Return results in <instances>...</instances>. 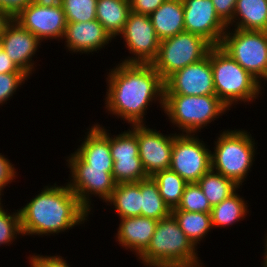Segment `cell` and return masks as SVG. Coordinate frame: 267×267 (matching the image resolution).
<instances>
[{
    "label": "cell",
    "mask_w": 267,
    "mask_h": 267,
    "mask_svg": "<svg viewBox=\"0 0 267 267\" xmlns=\"http://www.w3.org/2000/svg\"><path fill=\"white\" fill-rule=\"evenodd\" d=\"M105 108L129 125H142L153 101L164 105V80L152 64L123 63L107 75Z\"/></svg>",
    "instance_id": "1"
},
{
    "label": "cell",
    "mask_w": 267,
    "mask_h": 267,
    "mask_svg": "<svg viewBox=\"0 0 267 267\" xmlns=\"http://www.w3.org/2000/svg\"><path fill=\"white\" fill-rule=\"evenodd\" d=\"M56 185L45 186L19 209L24 236L58 234L88 221L89 212L81 205L68 183Z\"/></svg>",
    "instance_id": "2"
},
{
    "label": "cell",
    "mask_w": 267,
    "mask_h": 267,
    "mask_svg": "<svg viewBox=\"0 0 267 267\" xmlns=\"http://www.w3.org/2000/svg\"><path fill=\"white\" fill-rule=\"evenodd\" d=\"M197 249L170 214L158 221L149 245L138 260L145 267H203Z\"/></svg>",
    "instance_id": "3"
},
{
    "label": "cell",
    "mask_w": 267,
    "mask_h": 267,
    "mask_svg": "<svg viewBox=\"0 0 267 267\" xmlns=\"http://www.w3.org/2000/svg\"><path fill=\"white\" fill-rule=\"evenodd\" d=\"M214 88L217 97L228 107L238 102H253L261 94V83L220 46L210 49Z\"/></svg>",
    "instance_id": "4"
},
{
    "label": "cell",
    "mask_w": 267,
    "mask_h": 267,
    "mask_svg": "<svg viewBox=\"0 0 267 267\" xmlns=\"http://www.w3.org/2000/svg\"><path fill=\"white\" fill-rule=\"evenodd\" d=\"M163 110L182 134H195L231 109L217 95L164 94Z\"/></svg>",
    "instance_id": "5"
},
{
    "label": "cell",
    "mask_w": 267,
    "mask_h": 267,
    "mask_svg": "<svg viewBox=\"0 0 267 267\" xmlns=\"http://www.w3.org/2000/svg\"><path fill=\"white\" fill-rule=\"evenodd\" d=\"M214 141L211 169L241 186L255 161V140L246 130H225Z\"/></svg>",
    "instance_id": "6"
},
{
    "label": "cell",
    "mask_w": 267,
    "mask_h": 267,
    "mask_svg": "<svg viewBox=\"0 0 267 267\" xmlns=\"http://www.w3.org/2000/svg\"><path fill=\"white\" fill-rule=\"evenodd\" d=\"M211 47L203 37L184 31L161 40L151 64L165 81L174 72L205 58Z\"/></svg>",
    "instance_id": "7"
},
{
    "label": "cell",
    "mask_w": 267,
    "mask_h": 267,
    "mask_svg": "<svg viewBox=\"0 0 267 267\" xmlns=\"http://www.w3.org/2000/svg\"><path fill=\"white\" fill-rule=\"evenodd\" d=\"M219 46L260 83L267 81V32L227 28Z\"/></svg>",
    "instance_id": "8"
},
{
    "label": "cell",
    "mask_w": 267,
    "mask_h": 267,
    "mask_svg": "<svg viewBox=\"0 0 267 267\" xmlns=\"http://www.w3.org/2000/svg\"><path fill=\"white\" fill-rule=\"evenodd\" d=\"M66 161L71 174V180L67 183L81 205L90 213L93 208L91 195L98 196L106 203L116 186L112 172L90 168L75 152Z\"/></svg>",
    "instance_id": "9"
},
{
    "label": "cell",
    "mask_w": 267,
    "mask_h": 267,
    "mask_svg": "<svg viewBox=\"0 0 267 267\" xmlns=\"http://www.w3.org/2000/svg\"><path fill=\"white\" fill-rule=\"evenodd\" d=\"M195 134L174 138L170 170L178 173L187 183H197L211 169V150Z\"/></svg>",
    "instance_id": "10"
},
{
    "label": "cell",
    "mask_w": 267,
    "mask_h": 267,
    "mask_svg": "<svg viewBox=\"0 0 267 267\" xmlns=\"http://www.w3.org/2000/svg\"><path fill=\"white\" fill-rule=\"evenodd\" d=\"M120 35L129 53L134 56L123 59V63L151 64L157 57L160 40L150 16L131 11Z\"/></svg>",
    "instance_id": "11"
},
{
    "label": "cell",
    "mask_w": 267,
    "mask_h": 267,
    "mask_svg": "<svg viewBox=\"0 0 267 267\" xmlns=\"http://www.w3.org/2000/svg\"><path fill=\"white\" fill-rule=\"evenodd\" d=\"M164 94L216 95L210 50L202 60L190 64L170 75L164 81Z\"/></svg>",
    "instance_id": "12"
},
{
    "label": "cell",
    "mask_w": 267,
    "mask_h": 267,
    "mask_svg": "<svg viewBox=\"0 0 267 267\" xmlns=\"http://www.w3.org/2000/svg\"><path fill=\"white\" fill-rule=\"evenodd\" d=\"M177 135L176 133L164 135L145 124L137 125L139 157L149 177L158 171L170 168L173 141Z\"/></svg>",
    "instance_id": "13"
},
{
    "label": "cell",
    "mask_w": 267,
    "mask_h": 267,
    "mask_svg": "<svg viewBox=\"0 0 267 267\" xmlns=\"http://www.w3.org/2000/svg\"><path fill=\"white\" fill-rule=\"evenodd\" d=\"M185 31L219 46L228 28L217 15L212 0H183Z\"/></svg>",
    "instance_id": "14"
},
{
    "label": "cell",
    "mask_w": 267,
    "mask_h": 267,
    "mask_svg": "<svg viewBox=\"0 0 267 267\" xmlns=\"http://www.w3.org/2000/svg\"><path fill=\"white\" fill-rule=\"evenodd\" d=\"M14 20L41 42L62 39L67 26L63 8L42 7L33 1Z\"/></svg>",
    "instance_id": "15"
},
{
    "label": "cell",
    "mask_w": 267,
    "mask_h": 267,
    "mask_svg": "<svg viewBox=\"0 0 267 267\" xmlns=\"http://www.w3.org/2000/svg\"><path fill=\"white\" fill-rule=\"evenodd\" d=\"M2 49L29 77L35 71L34 60L41 41L29 30L23 28L14 19L7 25L1 36Z\"/></svg>",
    "instance_id": "16"
},
{
    "label": "cell",
    "mask_w": 267,
    "mask_h": 267,
    "mask_svg": "<svg viewBox=\"0 0 267 267\" xmlns=\"http://www.w3.org/2000/svg\"><path fill=\"white\" fill-rule=\"evenodd\" d=\"M62 39L65 40L67 49L76 54L77 52L79 54L97 52L113 40L96 19L88 22L67 23Z\"/></svg>",
    "instance_id": "17"
},
{
    "label": "cell",
    "mask_w": 267,
    "mask_h": 267,
    "mask_svg": "<svg viewBox=\"0 0 267 267\" xmlns=\"http://www.w3.org/2000/svg\"><path fill=\"white\" fill-rule=\"evenodd\" d=\"M94 125V126H93ZM87 129L81 145L74 151L90 168L112 172L113 159L110 151V133L102 125L93 124Z\"/></svg>",
    "instance_id": "18"
},
{
    "label": "cell",
    "mask_w": 267,
    "mask_h": 267,
    "mask_svg": "<svg viewBox=\"0 0 267 267\" xmlns=\"http://www.w3.org/2000/svg\"><path fill=\"white\" fill-rule=\"evenodd\" d=\"M157 223L155 219L142 216L121 218L116 241L138 257L149 245Z\"/></svg>",
    "instance_id": "19"
},
{
    "label": "cell",
    "mask_w": 267,
    "mask_h": 267,
    "mask_svg": "<svg viewBox=\"0 0 267 267\" xmlns=\"http://www.w3.org/2000/svg\"><path fill=\"white\" fill-rule=\"evenodd\" d=\"M149 16L160 41L185 31L183 0H166Z\"/></svg>",
    "instance_id": "20"
},
{
    "label": "cell",
    "mask_w": 267,
    "mask_h": 267,
    "mask_svg": "<svg viewBox=\"0 0 267 267\" xmlns=\"http://www.w3.org/2000/svg\"><path fill=\"white\" fill-rule=\"evenodd\" d=\"M230 26L267 32V0H237L232 21L227 27L230 29Z\"/></svg>",
    "instance_id": "21"
},
{
    "label": "cell",
    "mask_w": 267,
    "mask_h": 267,
    "mask_svg": "<svg viewBox=\"0 0 267 267\" xmlns=\"http://www.w3.org/2000/svg\"><path fill=\"white\" fill-rule=\"evenodd\" d=\"M96 20L114 39L119 36L131 12L130 0H97Z\"/></svg>",
    "instance_id": "22"
},
{
    "label": "cell",
    "mask_w": 267,
    "mask_h": 267,
    "mask_svg": "<svg viewBox=\"0 0 267 267\" xmlns=\"http://www.w3.org/2000/svg\"><path fill=\"white\" fill-rule=\"evenodd\" d=\"M107 202L113 204L120 219L141 216V181L116 184Z\"/></svg>",
    "instance_id": "23"
},
{
    "label": "cell",
    "mask_w": 267,
    "mask_h": 267,
    "mask_svg": "<svg viewBox=\"0 0 267 267\" xmlns=\"http://www.w3.org/2000/svg\"><path fill=\"white\" fill-rule=\"evenodd\" d=\"M237 192L236 190L228 198L212 207L210 212L212 227L232 226L246 217L249 212L248 203Z\"/></svg>",
    "instance_id": "24"
},
{
    "label": "cell",
    "mask_w": 267,
    "mask_h": 267,
    "mask_svg": "<svg viewBox=\"0 0 267 267\" xmlns=\"http://www.w3.org/2000/svg\"><path fill=\"white\" fill-rule=\"evenodd\" d=\"M171 214L177 220L179 227L197 248L200 241L211 231V214L202 212H188L174 208Z\"/></svg>",
    "instance_id": "25"
},
{
    "label": "cell",
    "mask_w": 267,
    "mask_h": 267,
    "mask_svg": "<svg viewBox=\"0 0 267 267\" xmlns=\"http://www.w3.org/2000/svg\"><path fill=\"white\" fill-rule=\"evenodd\" d=\"M197 183L207 197L211 207L219 204L236 190L240 189V186L232 179L223 176L213 169L207 171Z\"/></svg>",
    "instance_id": "26"
},
{
    "label": "cell",
    "mask_w": 267,
    "mask_h": 267,
    "mask_svg": "<svg viewBox=\"0 0 267 267\" xmlns=\"http://www.w3.org/2000/svg\"><path fill=\"white\" fill-rule=\"evenodd\" d=\"M151 178L156 182L159 193L170 210L177 208L188 183L170 169L158 171Z\"/></svg>",
    "instance_id": "27"
},
{
    "label": "cell",
    "mask_w": 267,
    "mask_h": 267,
    "mask_svg": "<svg viewBox=\"0 0 267 267\" xmlns=\"http://www.w3.org/2000/svg\"><path fill=\"white\" fill-rule=\"evenodd\" d=\"M141 216L157 221L171 214L170 208L164 203L156 182L151 178L141 181Z\"/></svg>",
    "instance_id": "28"
},
{
    "label": "cell",
    "mask_w": 267,
    "mask_h": 267,
    "mask_svg": "<svg viewBox=\"0 0 267 267\" xmlns=\"http://www.w3.org/2000/svg\"><path fill=\"white\" fill-rule=\"evenodd\" d=\"M118 135L110 133V151L112 159H140L137 142V125ZM114 136V137H113Z\"/></svg>",
    "instance_id": "29"
},
{
    "label": "cell",
    "mask_w": 267,
    "mask_h": 267,
    "mask_svg": "<svg viewBox=\"0 0 267 267\" xmlns=\"http://www.w3.org/2000/svg\"><path fill=\"white\" fill-rule=\"evenodd\" d=\"M112 176L116 184L139 182L149 178L141 159H113Z\"/></svg>",
    "instance_id": "30"
},
{
    "label": "cell",
    "mask_w": 267,
    "mask_h": 267,
    "mask_svg": "<svg viewBox=\"0 0 267 267\" xmlns=\"http://www.w3.org/2000/svg\"><path fill=\"white\" fill-rule=\"evenodd\" d=\"M97 0H63L67 23L88 22L96 19Z\"/></svg>",
    "instance_id": "31"
},
{
    "label": "cell",
    "mask_w": 267,
    "mask_h": 267,
    "mask_svg": "<svg viewBox=\"0 0 267 267\" xmlns=\"http://www.w3.org/2000/svg\"><path fill=\"white\" fill-rule=\"evenodd\" d=\"M177 209L188 212L210 213L212 207L198 183H188Z\"/></svg>",
    "instance_id": "32"
},
{
    "label": "cell",
    "mask_w": 267,
    "mask_h": 267,
    "mask_svg": "<svg viewBox=\"0 0 267 267\" xmlns=\"http://www.w3.org/2000/svg\"><path fill=\"white\" fill-rule=\"evenodd\" d=\"M0 201V245L12 244L17 235H22L21 221L19 210L17 212H12L11 214L7 212L1 204Z\"/></svg>",
    "instance_id": "33"
},
{
    "label": "cell",
    "mask_w": 267,
    "mask_h": 267,
    "mask_svg": "<svg viewBox=\"0 0 267 267\" xmlns=\"http://www.w3.org/2000/svg\"><path fill=\"white\" fill-rule=\"evenodd\" d=\"M28 77L25 73H0V105L10 100Z\"/></svg>",
    "instance_id": "34"
},
{
    "label": "cell",
    "mask_w": 267,
    "mask_h": 267,
    "mask_svg": "<svg viewBox=\"0 0 267 267\" xmlns=\"http://www.w3.org/2000/svg\"><path fill=\"white\" fill-rule=\"evenodd\" d=\"M29 265L31 267H70L62 256L36 255L29 256Z\"/></svg>",
    "instance_id": "35"
},
{
    "label": "cell",
    "mask_w": 267,
    "mask_h": 267,
    "mask_svg": "<svg viewBox=\"0 0 267 267\" xmlns=\"http://www.w3.org/2000/svg\"><path fill=\"white\" fill-rule=\"evenodd\" d=\"M16 173L18 172H16L10 160L0 153V201L2 199L1 197L4 195L2 194L4 188L16 179Z\"/></svg>",
    "instance_id": "36"
},
{
    "label": "cell",
    "mask_w": 267,
    "mask_h": 267,
    "mask_svg": "<svg viewBox=\"0 0 267 267\" xmlns=\"http://www.w3.org/2000/svg\"><path fill=\"white\" fill-rule=\"evenodd\" d=\"M236 1L237 0H212L217 15L226 25L232 21Z\"/></svg>",
    "instance_id": "37"
},
{
    "label": "cell",
    "mask_w": 267,
    "mask_h": 267,
    "mask_svg": "<svg viewBox=\"0 0 267 267\" xmlns=\"http://www.w3.org/2000/svg\"><path fill=\"white\" fill-rule=\"evenodd\" d=\"M166 0H130L131 11L137 14L150 15Z\"/></svg>",
    "instance_id": "38"
},
{
    "label": "cell",
    "mask_w": 267,
    "mask_h": 267,
    "mask_svg": "<svg viewBox=\"0 0 267 267\" xmlns=\"http://www.w3.org/2000/svg\"><path fill=\"white\" fill-rule=\"evenodd\" d=\"M31 2L32 0H4V12L14 19Z\"/></svg>",
    "instance_id": "39"
},
{
    "label": "cell",
    "mask_w": 267,
    "mask_h": 267,
    "mask_svg": "<svg viewBox=\"0 0 267 267\" xmlns=\"http://www.w3.org/2000/svg\"><path fill=\"white\" fill-rule=\"evenodd\" d=\"M0 73H24L20 70L4 50L0 52Z\"/></svg>",
    "instance_id": "40"
},
{
    "label": "cell",
    "mask_w": 267,
    "mask_h": 267,
    "mask_svg": "<svg viewBox=\"0 0 267 267\" xmlns=\"http://www.w3.org/2000/svg\"><path fill=\"white\" fill-rule=\"evenodd\" d=\"M32 1L42 7L63 8V0H32Z\"/></svg>",
    "instance_id": "41"
},
{
    "label": "cell",
    "mask_w": 267,
    "mask_h": 267,
    "mask_svg": "<svg viewBox=\"0 0 267 267\" xmlns=\"http://www.w3.org/2000/svg\"><path fill=\"white\" fill-rule=\"evenodd\" d=\"M13 20V18L6 12L0 9V37L5 32L7 25Z\"/></svg>",
    "instance_id": "42"
},
{
    "label": "cell",
    "mask_w": 267,
    "mask_h": 267,
    "mask_svg": "<svg viewBox=\"0 0 267 267\" xmlns=\"http://www.w3.org/2000/svg\"><path fill=\"white\" fill-rule=\"evenodd\" d=\"M265 255L263 259V267H267V236L265 237Z\"/></svg>",
    "instance_id": "43"
},
{
    "label": "cell",
    "mask_w": 267,
    "mask_h": 267,
    "mask_svg": "<svg viewBox=\"0 0 267 267\" xmlns=\"http://www.w3.org/2000/svg\"><path fill=\"white\" fill-rule=\"evenodd\" d=\"M0 9L4 11V0H0Z\"/></svg>",
    "instance_id": "44"
},
{
    "label": "cell",
    "mask_w": 267,
    "mask_h": 267,
    "mask_svg": "<svg viewBox=\"0 0 267 267\" xmlns=\"http://www.w3.org/2000/svg\"><path fill=\"white\" fill-rule=\"evenodd\" d=\"M2 42H1V37H0V52L2 51Z\"/></svg>",
    "instance_id": "45"
}]
</instances>
